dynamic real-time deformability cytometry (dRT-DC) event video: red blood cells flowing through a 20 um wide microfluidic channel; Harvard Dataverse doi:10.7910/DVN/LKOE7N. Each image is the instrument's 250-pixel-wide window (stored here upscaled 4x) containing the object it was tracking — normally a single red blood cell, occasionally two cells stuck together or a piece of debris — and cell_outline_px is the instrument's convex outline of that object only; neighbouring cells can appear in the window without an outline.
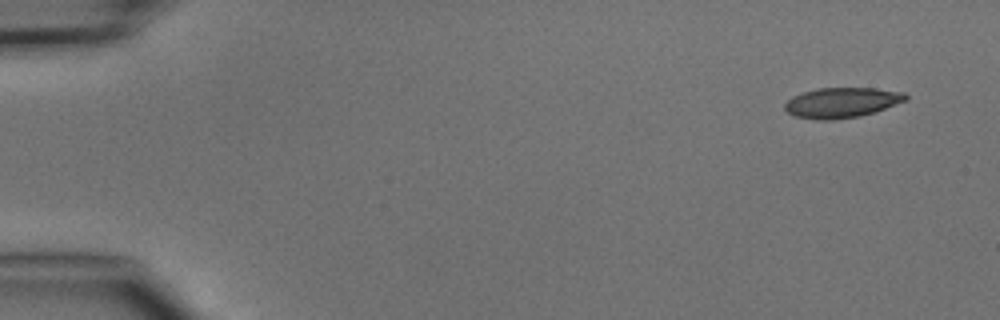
{"species": "common noctule bat (a hibernating species)", "species_latin": "Nyctalus noctula", "temperature_condition": "cold", "stored_images_in_passage": 4, "camera_frame_rate_fps": 3000, "um_per_image_px": 0.085, "animal": {"sex": "male", "body_mass_g": 15.6}, "frame": {"image": 1, "passage_image": 1, "time_ms": 0.0, "image_size_px": [1000, 320], "cell_outline_px": [[908, 100], [876, 112], [860, 116], [832, 120], [820, 120], [796, 116], [788, 112], [784, 108], [784, 104], [792, 96], [816, 88], [876, 88], [904, 92], [908, 96]], "centroid_in_image_um": [71.59, 8.72], "position_along_channel_um": 13.4, "area_um2": 21.39}}
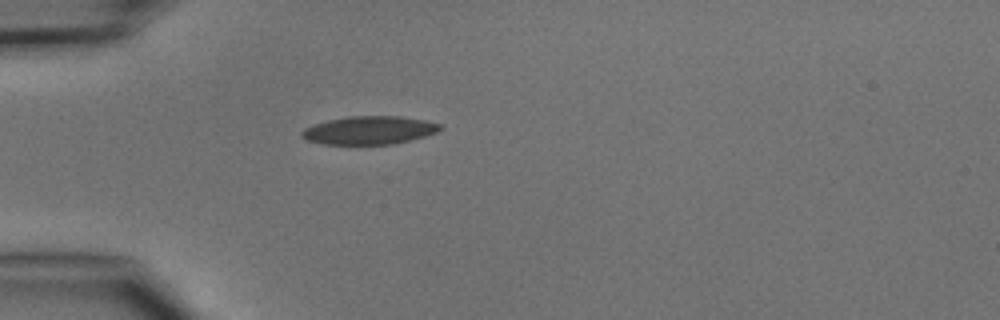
{"frame": {"image": 2, "passage_image": 4, "time_ms": 3.667, "image_size_px": [1000, 320], "cell_outline_px": [[444, 128], [436, 132], [424, 136], [392, 144], [324, 144], [308, 140], [300, 136], [300, 132], [304, 128], [312, 124], [328, 120], [348, 116], [400, 116], [424, 120], [440, 124]], "centroid_in_image_um": [31.35, 11.06], "position_along_channel_um": 53.6, "area_um2": 22.66}}